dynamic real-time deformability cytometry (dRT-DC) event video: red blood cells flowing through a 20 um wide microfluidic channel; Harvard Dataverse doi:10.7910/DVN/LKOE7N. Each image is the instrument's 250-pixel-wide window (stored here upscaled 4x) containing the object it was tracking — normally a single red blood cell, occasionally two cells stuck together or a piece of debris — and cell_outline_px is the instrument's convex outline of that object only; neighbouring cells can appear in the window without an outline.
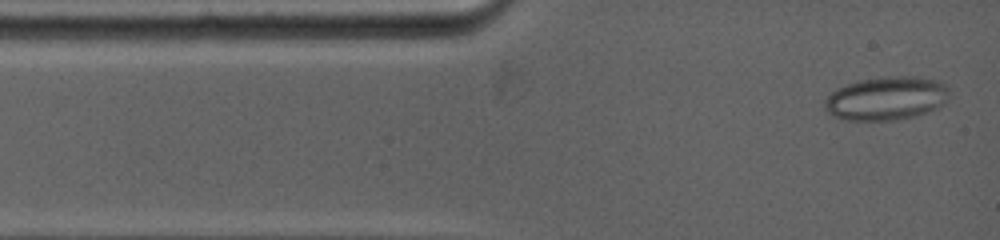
{"species": "common noctule bat (a hibernating species)", "species_latin": "Nyctalus noctula", "temperature_condition": "warm", "stored_images_in_passage": 45, "camera_frame_rate_fps": 5000, "um_per_image_px": 0.085, "animal": {"sex": "female", "body_mass_g": 19.0, "forearm_length_mm": 53.3}, "frame": {"image": 1, "passage_image": 1, "time_ms": 0.0, "image_size_px": [1000, 240], "cell_outline_px": [[948, 96], [944, 104], [936, 108], [912, 116], [896, 120], [844, 120], [832, 116], [824, 108], [824, 100], [836, 88], [860, 80], [888, 76], [916, 76], [936, 80], [944, 84], [948, 88]], "centroid_in_image_um": [75.31, 8.36], "position_along_channel_um": 9.7, "area_um2": 31.5}}
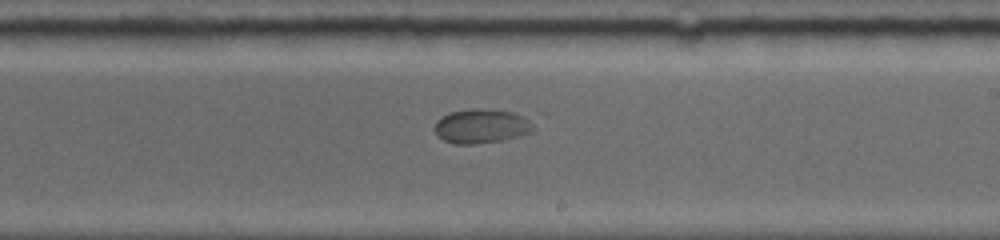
{"frame": {"image": 2, "passage_image": 22, "time_ms": 7.2, "image_size_px": [1000, 240], "cell_outline_px": [[548, 112], [536, 128], [532, 132], [520, 136], [504, 140], [476, 144], [456, 144], [444, 140], [436, 136], [432, 128], [436, 120], [440, 116], [448, 112], [472, 108], [480, 108]], "centroid_in_image_um": [41.28, 10.63], "position_along_channel_um": 247.7, "area_um2": 22.43}}
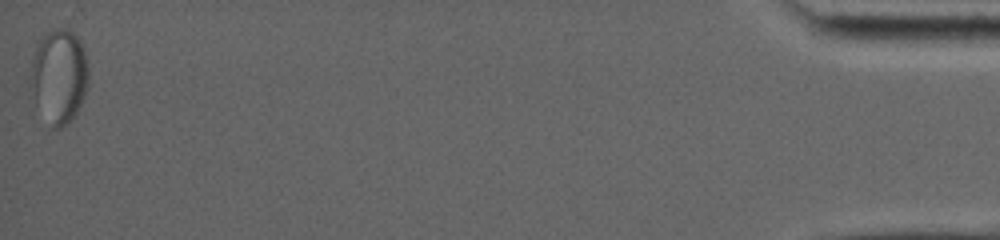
{"frame": {"image": 3, "passage_image": 45, "time_ms": 16.0, "image_size_px": [1000, 240], "cell_outline_px": [[88, 84], [84, 96], [76, 112], [60, 128], [52, 128], [36, 100], [28, 80], [28, 76], [36, 44], [40, 36], [48, 28], [68, 28], [80, 40], [84, 52], [88, 68]], "centroid_in_image_um": [4.99, 6.37], "position_along_channel_um": 430.2, "area_um2": 31.73}}